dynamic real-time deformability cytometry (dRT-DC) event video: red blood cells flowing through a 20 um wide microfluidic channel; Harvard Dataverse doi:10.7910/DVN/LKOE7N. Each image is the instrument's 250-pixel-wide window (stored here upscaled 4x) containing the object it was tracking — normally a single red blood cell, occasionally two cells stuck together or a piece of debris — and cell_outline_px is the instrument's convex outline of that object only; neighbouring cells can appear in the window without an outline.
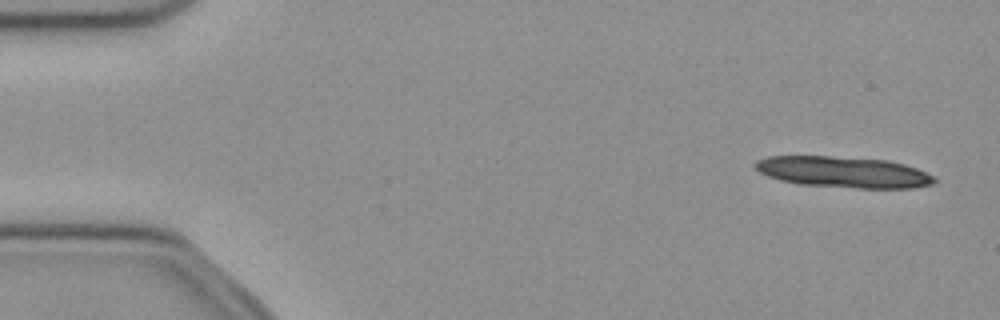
{"species": "common noctule bat (a hibernating species)", "species_latin": "Nyctalus noctula", "temperature_condition": "cold", "stored_images_in_passage": 13, "camera_frame_rate_fps": 3000, "um_per_image_px": 0.085, "animal": {"sex": "female", "body_mass_g": 21.9}, "frame": {"image": 1, "passage_image": 2, "time_ms": 0.333, "image_size_px": [1000, 320], "cell_outline_px": [[936, 180], [932, 184], [912, 188], [860, 188], [800, 184], [780, 180], [768, 176], [760, 172], [752, 164], [756, 160], [768, 156], [832, 156], [888, 160], [904, 164], [916, 168], [936, 176]], "centroid_in_image_um": [71.69, 14.62], "position_along_channel_um": 13.3, "area_um2": 32.48}}